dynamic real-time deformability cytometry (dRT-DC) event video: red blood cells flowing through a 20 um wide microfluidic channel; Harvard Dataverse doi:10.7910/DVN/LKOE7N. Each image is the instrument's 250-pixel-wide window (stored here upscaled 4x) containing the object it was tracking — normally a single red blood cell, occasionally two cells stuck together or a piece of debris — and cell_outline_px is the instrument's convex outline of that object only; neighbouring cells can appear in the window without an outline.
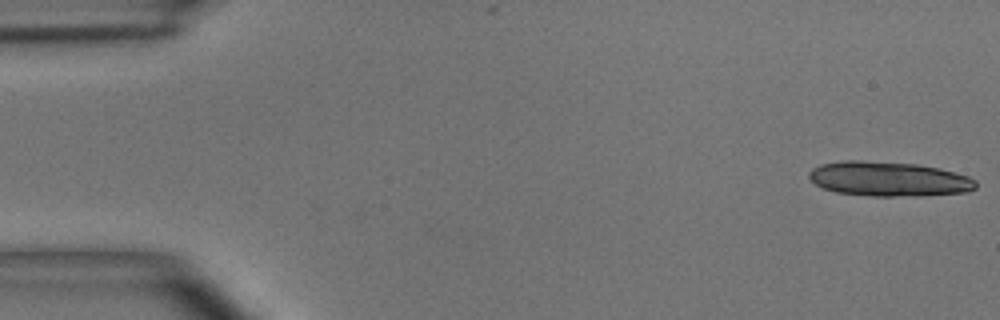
{"species": "common noctule bat (a hibernating species)", "species_latin": "Nyctalus noctula", "temperature_condition": "room temperature", "stored_images_in_passage": 5, "camera_frame_rate_fps": 3000, "um_per_image_px": 0.085, "animal": {"sex": "male", "body_mass_g": 15.6}, "frame": {"image": 1, "passage_image": 1, "time_ms": 0.0, "image_size_px": [1000, 320], "cell_outline_px": [[976, 188], [968, 192], [920, 196], [872, 196], [836, 192], [824, 188], [816, 184], [808, 176], [808, 172], [812, 168], [820, 164], [844, 160], [860, 160], [916, 164], [936, 168], [968, 176], [976, 180]], "centroid_in_image_um": [75.53, 15.21], "position_along_channel_um": 9.5, "area_um2": 33.64}}